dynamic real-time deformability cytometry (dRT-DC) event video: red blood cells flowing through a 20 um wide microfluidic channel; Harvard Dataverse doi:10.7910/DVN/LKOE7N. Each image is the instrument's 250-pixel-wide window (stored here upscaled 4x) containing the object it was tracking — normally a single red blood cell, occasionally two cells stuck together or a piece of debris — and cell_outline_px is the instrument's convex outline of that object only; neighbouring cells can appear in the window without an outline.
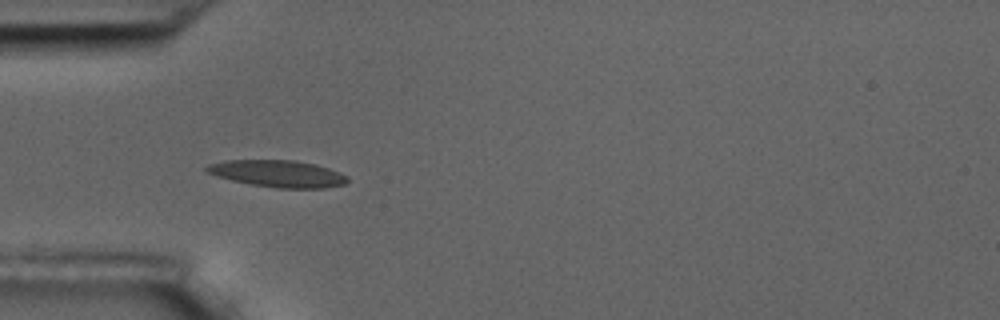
{"species": "common noctule bat (a hibernating species)", "species_latin": "Nyctalus noctula", "temperature_condition": "room temperature", "stored_images_in_passage": 36, "camera_frame_rate_fps": 3000, "um_per_image_px": 0.085, "animal": {"sex": "male", "body_mass_g": 17.5, "forearm_length_mm": 52.3}, "frame": {"image": 1, "passage_image": 5, "time_ms": 1.333, "image_size_px": [1000, 320], "cell_outline_px": [[348, 180], [344, 184], [324, 188], [276, 188], [252, 184], [232, 180], [216, 176], [204, 172], [204, 168], [208, 164], [224, 160], [296, 160], [328, 168], [340, 172], [348, 176]], "centroid_in_image_um": [23.58, 14.75], "position_along_channel_um": 61.4, "area_um2": 22.08}}
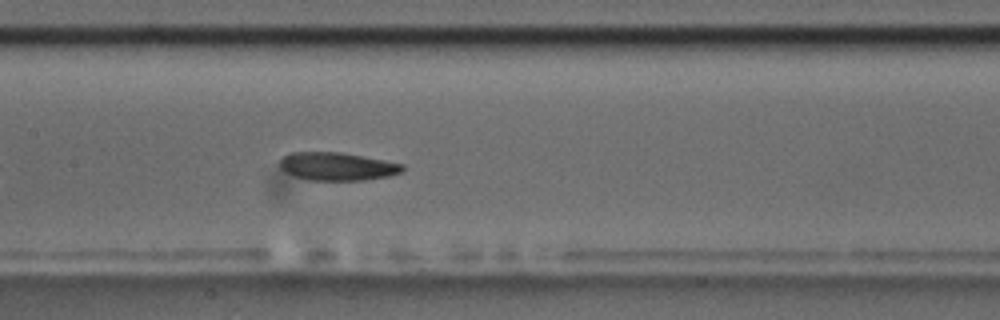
{"frame": {"image": 2, "passage_image": 15, "time_ms": 4.667, "image_size_px": [1000, 320], "cell_outline_px": [[404, 172], [388, 176], [364, 180], [308, 180], [292, 176], [284, 172], [280, 168], [280, 160], [288, 152], [340, 152], [384, 160], [404, 164]], "centroid_in_image_um": [28.64, 14.15], "position_along_channel_um": 178.8, "area_um2": 20.23}}
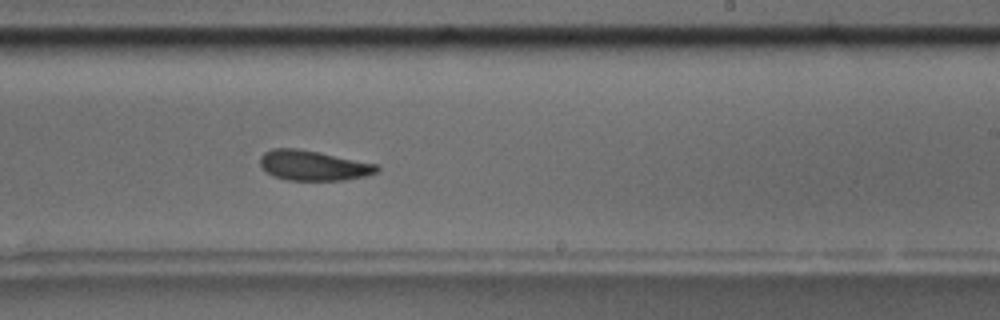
{"frame": {"image": 3, "passage_image": 22, "time_ms": 7.0, "image_size_px": [1000, 320], "cell_outline_px": [[380, 168], [376, 172], [364, 176], [344, 180], [288, 180], [272, 176], [260, 168], [260, 156], [264, 152], [272, 148], [296, 148], [380, 164]], "centroid_in_image_um": [26.6, 14.06], "position_along_channel_um": 262.4, "area_um2": 20.58}, "authors_computed_cell_mechanics": {"area_um2": 20.7502, "velocity_mm_per_s": 3.5943, "shape_relaxation_time_tau1_ms": 9.0866, "shape_relaxation_time_tau2_ms": 3.3178, "deformation_change_tau1": 0.1697, "deformation_change_tau2": 0.101}}